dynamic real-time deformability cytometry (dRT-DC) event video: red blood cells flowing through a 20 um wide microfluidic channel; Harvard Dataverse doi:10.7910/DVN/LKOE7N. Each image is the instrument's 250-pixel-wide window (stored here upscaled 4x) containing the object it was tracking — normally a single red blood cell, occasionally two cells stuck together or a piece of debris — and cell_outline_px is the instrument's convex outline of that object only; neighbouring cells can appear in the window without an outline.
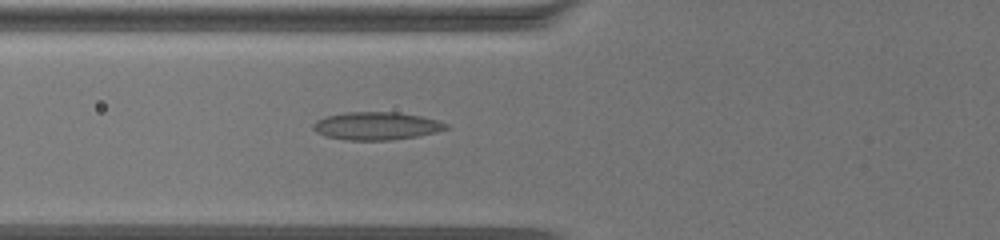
{"species": "common noctule bat (a hibernating species)", "species_latin": "Nyctalus noctula", "temperature_condition": "warm", "stored_images_in_passage": 44, "camera_frame_rate_fps": 3000, "um_per_image_px": 0.085, "animal": {"sex": "female", "body_mass_g": 19.5, "forearm_length_mm": 54.1}, "frame": {"image": 1, "passage_image": 7, "time_ms": 2.0, "image_size_px": [1000, 240], "cell_outline_px": [[448, 128], [436, 132], [416, 136], [392, 140], [344, 140], [324, 136], [316, 132], [312, 128], [312, 124], [316, 120], [328, 116], [344, 112], [396, 112], [420, 116], [436, 120], [448, 124]], "centroid_in_image_um": [31.95, 10.71], "position_along_channel_um": 93.9, "area_um2": 21.56}}
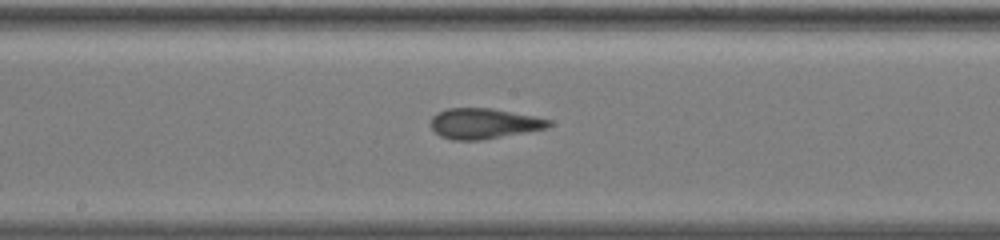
{"frame": {"image": 2, "passage_image": 18, "time_ms": 5.667, "image_size_px": [1000, 240], "cell_outline_px": [[552, 124], [548, 128], [480, 140], [452, 140], [440, 136], [432, 128], [432, 116], [436, 112], [448, 108], [492, 108], [552, 120]], "centroid_in_image_um": [41.12, 10.5], "position_along_channel_um": 207.1, "area_um2": 20.81}}
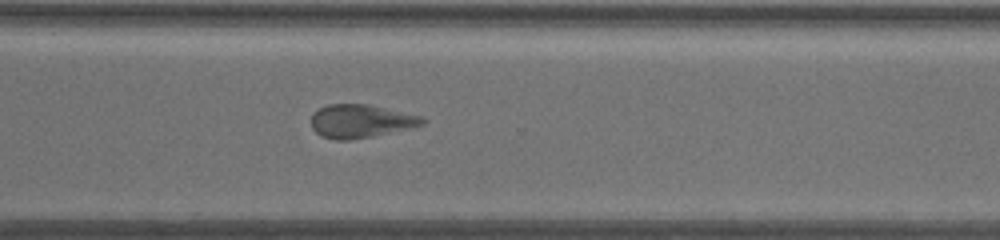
{"frame": {"image": 3, "passage_image": 31, "time_ms": 10.0, "image_size_px": [1000, 240], "cell_outline_px": [[424, 124], [408, 128], [372, 136], [348, 140], [336, 140], [320, 136], [312, 128], [312, 116], [320, 108], [328, 104], [368, 104], [424, 116]], "centroid_in_image_um": [30.66, 10.29], "position_along_channel_um": 339.9, "area_um2": 21.39}, "authors_computed_cell_mechanics": {"area_um2": 21.4727, "velocity_mm_per_s": 3.0818, "shape_relaxation_time_tau1_ms": null, "shape_relaxation_time_tau2_ms": 1.7083, "deformation_change_tau1": null, "deformation_change_tau2": 0.0956}}